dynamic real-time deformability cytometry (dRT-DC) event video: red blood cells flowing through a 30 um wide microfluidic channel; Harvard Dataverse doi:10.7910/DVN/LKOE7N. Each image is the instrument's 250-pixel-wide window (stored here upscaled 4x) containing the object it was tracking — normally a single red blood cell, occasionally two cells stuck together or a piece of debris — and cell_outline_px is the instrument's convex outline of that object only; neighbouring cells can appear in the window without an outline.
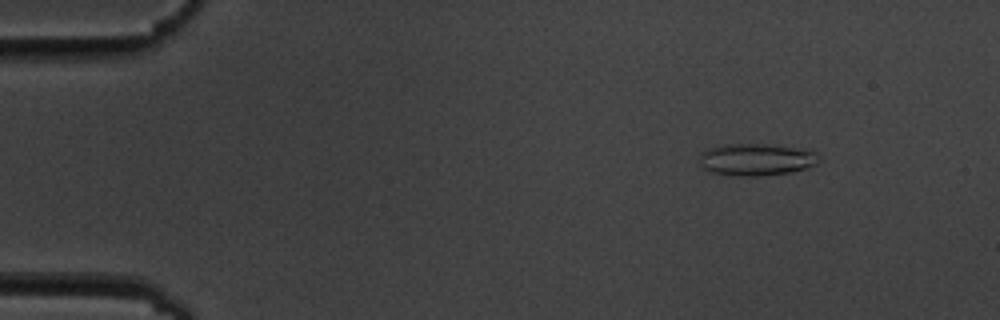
{"species": "common noctule bat (a hibernating species)", "species_latin": "Nyctalus noctula", "temperature_condition": "cold", "stored_images_in_passage": 56, "camera_frame_rate_fps": 3000, "um_per_image_px": 0.085, "animal": {"sex": "male", "body_mass_g": 19.5, "forearm_length_mm": 54.6}, "frame": {"image": 1, "passage_image": 7, "time_ms": 2.0, "image_size_px": [1000, 320], "cell_outline_px": [[824, 160], [816, 164], [792, 172], [760, 176], [740, 176], [712, 172], [704, 168], [700, 164], [700, 152], [704, 148], [724, 144], [764, 144], [792, 148], [816, 152]], "centroid_in_image_um": [64.26, 13.56], "position_along_channel_um": 20.7, "area_um2": 22.37}}
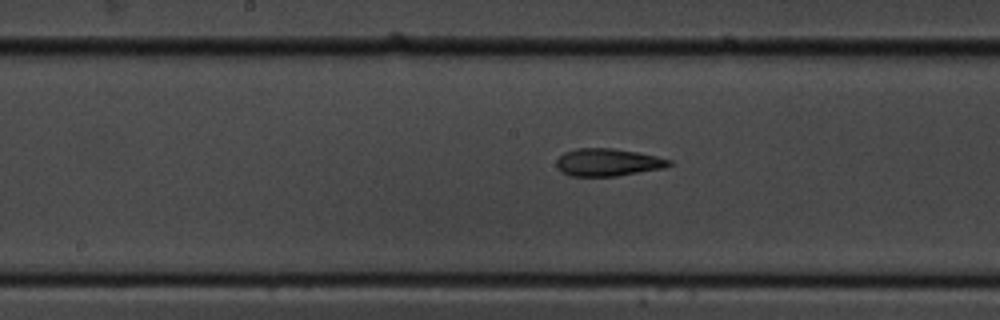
{"frame": {"image": 2, "passage_image": 29, "time_ms": 9.333, "image_size_px": [1000, 320], "cell_outline_px": [[672, 164], [664, 168], [616, 176], [568, 176], [560, 172], [556, 168], [556, 160], [564, 152], [576, 148], [612, 148], [636, 152], [656, 156], [672, 160]], "centroid_in_image_um": [51.62, 13.8], "position_along_channel_um": 196.6, "area_um2": 18.21}}
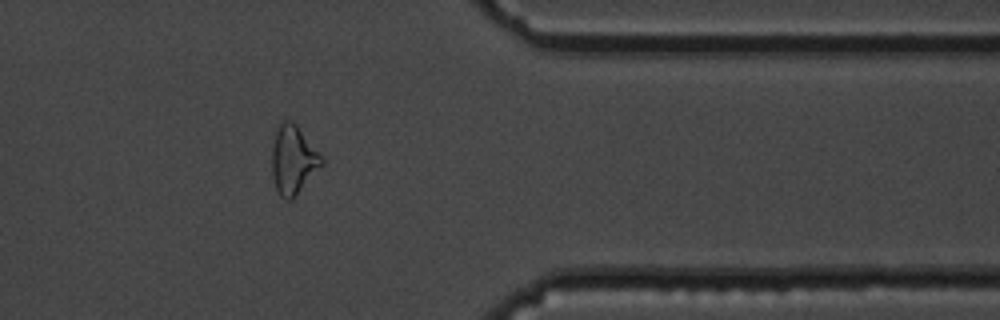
{"frame": {"image": 3, "passage_image": 46, "time_ms": 15.0, "image_size_px": [1000, 320], "cell_outline_px": [[324, 164], [292, 200], [284, 200], [280, 196], [276, 188], [272, 176], [272, 148], [276, 132], [280, 124], [284, 120], [292, 120], [296, 124], [324, 160]], "centroid_in_image_um": [24.92, 13.62], "position_along_channel_um": 386.5, "area_um2": 19.71}, "authors_computed_cell_mechanics": {"area_um2": 19.2474, "velocity_mm_per_s": 3.5906, "shape_relaxation_time_tau1_ms": 9.171, "shape_relaxation_time_tau2_ms": 4.0618, "deformation_change_tau1": 0.2199, "deformation_change_tau2": 0.14}}